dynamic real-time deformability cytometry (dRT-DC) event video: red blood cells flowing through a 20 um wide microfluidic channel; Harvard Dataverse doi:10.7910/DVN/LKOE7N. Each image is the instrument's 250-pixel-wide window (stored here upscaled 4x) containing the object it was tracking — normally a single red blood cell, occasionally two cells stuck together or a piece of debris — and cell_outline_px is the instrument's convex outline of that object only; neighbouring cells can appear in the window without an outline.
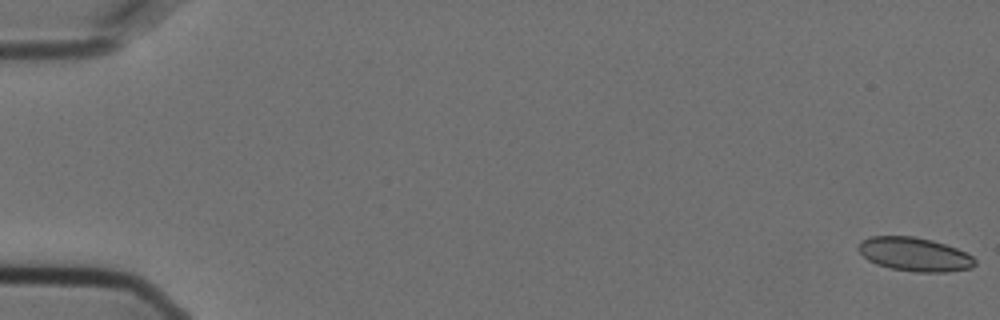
{"species": "Egyptian fruit bat (a non-hibernating species)", "species_latin": "Rousettus aegyptiacus", "temperature_condition": "cold", "stored_images_in_passage": 15, "camera_frame_rate_fps": 3000, "um_per_image_px": 0.085, "animal": {"sex": "female"}, "frame": {"image": 1, "passage_image": 1, "time_ms": 0.0, "image_size_px": [1000, 320], "cell_outline_px": [[976, 264], [972, 268], [948, 272], [916, 272], [892, 268], [876, 264], [868, 260], [856, 248], [860, 240], [868, 236], [912, 236], [932, 240], [956, 248], [972, 256], [976, 260]], "centroid_in_image_um": [77.72, 21.61], "position_along_channel_um": 7.3, "area_um2": 23.0}}